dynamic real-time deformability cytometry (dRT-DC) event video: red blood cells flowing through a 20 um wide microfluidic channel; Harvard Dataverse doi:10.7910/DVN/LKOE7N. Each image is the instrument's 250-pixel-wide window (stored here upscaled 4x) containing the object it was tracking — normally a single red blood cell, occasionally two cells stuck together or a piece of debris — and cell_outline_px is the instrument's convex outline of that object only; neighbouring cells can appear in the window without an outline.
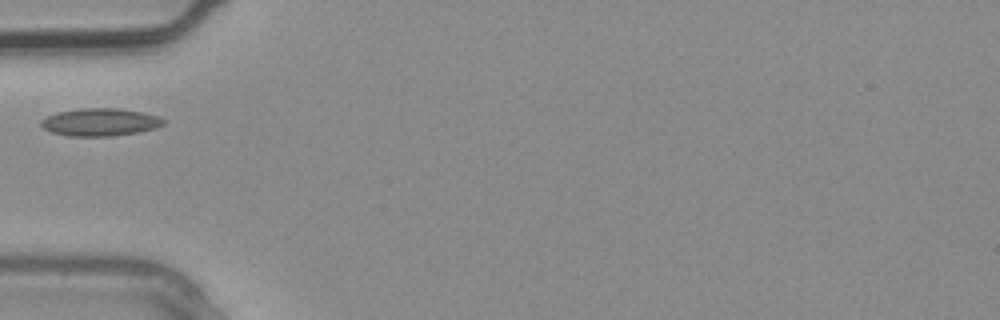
{"species": "common noctule bat (a hibernating species)", "species_latin": "Nyctalus noctula", "temperature_condition": "warm", "stored_images_in_passage": 1, "camera_frame_rate_fps": 3000, "um_per_image_px": 0.085, "animal": {"sex": "male", "body_mass_g": 20.4}, "frame": {"image": 1, "passage_image": 1, "time_ms": 0.0, "image_size_px": [1000, 320], "cell_outline_px": [[164, 124], [156, 128], [136, 132], [112, 136], [68, 136], [52, 132], [44, 128], [40, 124], [40, 120], [56, 112], [84, 108], [120, 108], [144, 112], [156, 116], [164, 120]], "centroid_in_image_um": [8.5, 10.37], "position_along_channel_um": 76.5, "area_um2": 19.65}}